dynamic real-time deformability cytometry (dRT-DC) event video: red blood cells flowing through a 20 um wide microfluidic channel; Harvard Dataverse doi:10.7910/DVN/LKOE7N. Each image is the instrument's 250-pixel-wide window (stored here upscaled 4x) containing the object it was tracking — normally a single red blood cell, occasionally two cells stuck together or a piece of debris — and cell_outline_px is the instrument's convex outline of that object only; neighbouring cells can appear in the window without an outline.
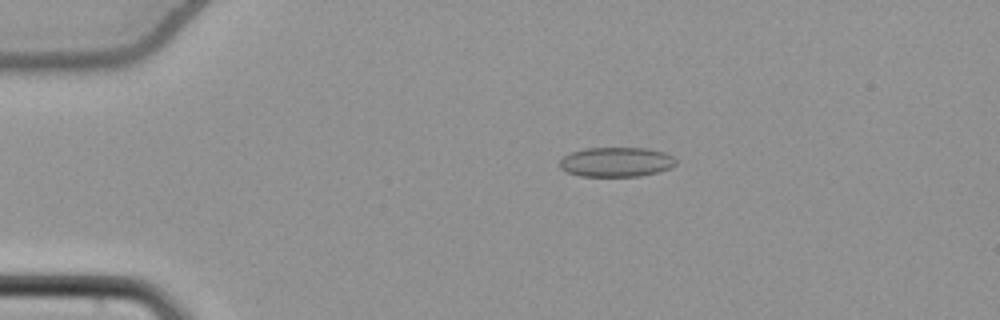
{"species": "common noctule bat (a hibernating species)", "species_latin": "Nyctalus noctula", "temperature_condition": "cold", "stored_images_in_passage": 55, "camera_frame_rate_fps": 3000, "um_per_image_px": 0.085, "animal": {"sex": "female", "body_mass_g": 22.7, "forearm_length_mm": 54.2}, "frame": {"image": 1, "passage_image": 12, "time_ms": 3.667, "image_size_px": [1000, 320], "cell_outline_px": [[676, 164], [660, 172], [640, 176], [580, 176], [568, 172], [560, 168], [560, 160], [564, 156], [572, 152], [584, 148], [648, 148], [664, 152], [672, 156], [676, 160]], "centroid_in_image_um": [52.39, 13.77], "position_along_channel_um": 32.6, "area_um2": 20.06}}
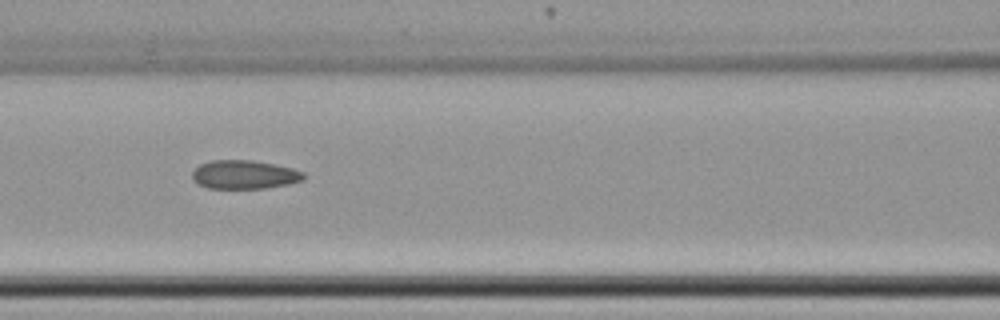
{"frame": {"image": 2, "passage_image": 25, "time_ms": 8.0, "image_size_px": [1000, 320], "cell_outline_px": [[304, 180], [288, 184], [264, 188], [208, 188], [192, 180], [192, 172], [200, 164], [212, 160], [252, 160], [276, 164], [292, 168], [304, 172]], "centroid_in_image_um": [20.78, 14.83], "position_along_channel_um": 145.8, "area_um2": 18.61}}
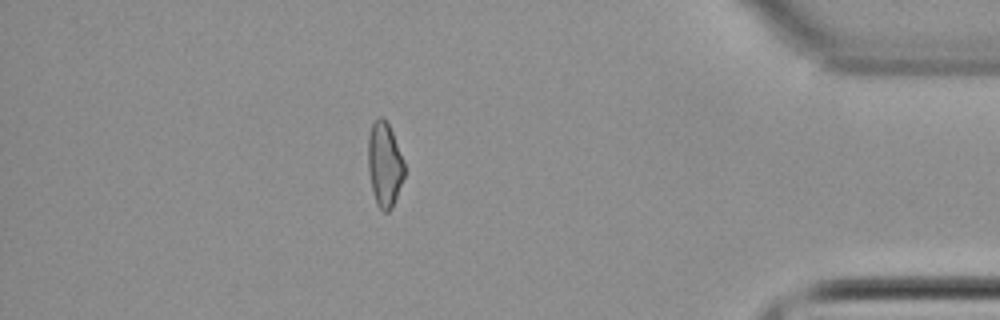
{"frame": {"image": 3, "passage_image": 48, "time_ms": 15.667, "image_size_px": [1000, 320], "cell_outline_px": [[404, 176], [392, 208], [388, 212], [384, 212], [376, 204], [368, 172], [368, 136], [372, 124], [376, 116], [380, 116], [388, 124], [392, 132], [404, 160]], "centroid_in_image_um": [32.67, 13.97], "position_along_channel_um": 402.5, "area_um2": 17.86}, "authors_computed_cell_mechanics": {"area_um2": 19.1318, "velocity_mm_per_s": 3.8737, "shape_relaxation_time_tau1_ms": null, "shape_relaxation_time_tau2_ms": 4.0071, "deformation_change_tau1": null, "deformation_change_tau2": 0.0983}}